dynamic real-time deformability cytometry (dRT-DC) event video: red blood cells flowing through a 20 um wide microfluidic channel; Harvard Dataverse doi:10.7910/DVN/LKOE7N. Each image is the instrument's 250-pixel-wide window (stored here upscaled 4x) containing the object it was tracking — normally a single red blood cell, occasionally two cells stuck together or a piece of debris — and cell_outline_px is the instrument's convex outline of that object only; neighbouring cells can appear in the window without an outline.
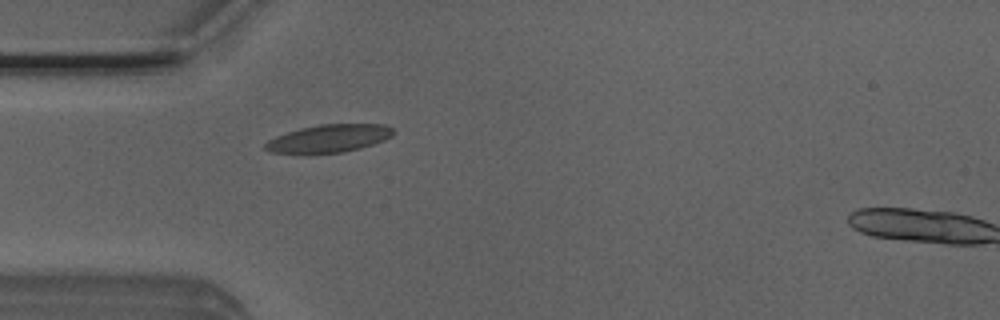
{"species": "Egyptian fruit bat (a non-hibernating species)", "species_latin": "Rousettus aegyptiacus", "temperature_condition": "room temperature", "stored_images_in_passage": 6, "camera_frame_rate_fps": 3000, "um_per_image_px": 0.085, "animal": {"sex": "male"}, "frame": {"image": 1, "passage_image": 5, "time_ms": 1.333, "image_size_px": [1000, 320], "cell_outline_px": [[396, 132], [392, 136], [384, 140], [360, 148], [344, 152], [268, 152], [264, 148], [264, 144], [268, 140], [276, 136], [300, 128], [320, 124], [384, 124], [392, 128]], "centroid_in_image_um": [27.99, 11.74], "position_along_channel_um": 57.0, "area_um2": 20.4}}